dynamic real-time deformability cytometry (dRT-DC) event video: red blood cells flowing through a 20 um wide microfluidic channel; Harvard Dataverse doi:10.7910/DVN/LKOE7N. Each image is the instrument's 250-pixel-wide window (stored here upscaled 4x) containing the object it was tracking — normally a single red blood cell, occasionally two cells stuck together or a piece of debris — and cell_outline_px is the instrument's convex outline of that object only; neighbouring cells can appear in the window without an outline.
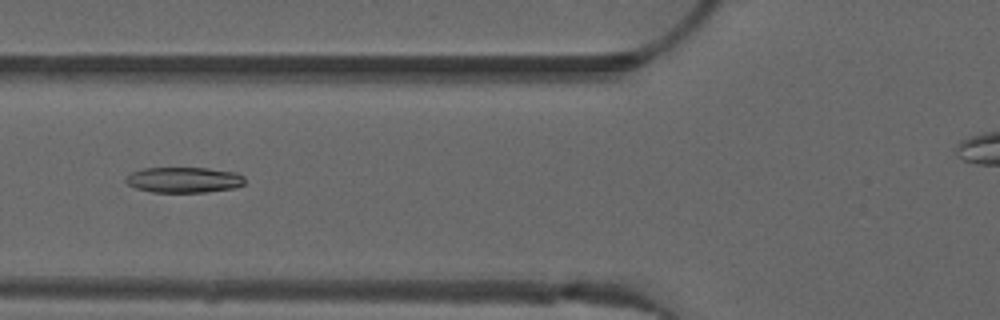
{"species": "common noctule bat (a hibernating species)", "species_latin": "Nyctalus noctula", "temperature_condition": "warm", "stored_images_in_passage": 37, "camera_frame_rate_fps": 3000, "um_per_image_px": 0.085, "animal": {"sex": "male", "forearm_length_mm": 52.5}, "frame": {"image": 1, "passage_image": 11, "time_ms": 3.333, "image_size_px": [1000, 320], "cell_outline_px": [[244, 184], [236, 188], [204, 192], [152, 192], [136, 188], [128, 184], [124, 180], [132, 172], [144, 168], [208, 168], [236, 172], [244, 176]], "centroid_in_image_um": [15.66, 15.29], "position_along_channel_um": 110.1, "area_um2": 17.74}}
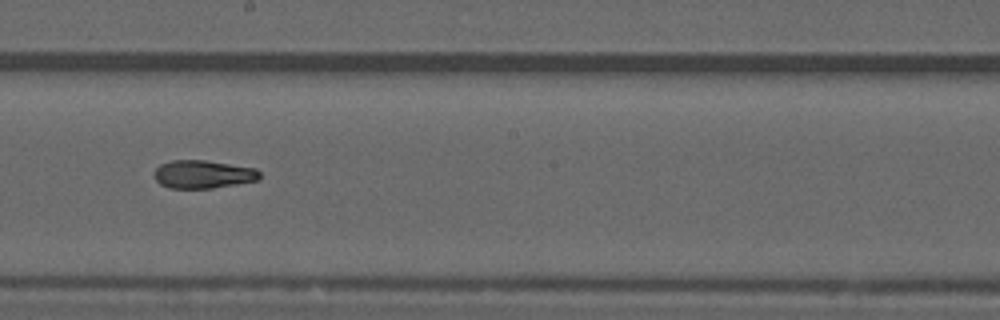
{"frame": {"image": 2, "passage_image": 20, "time_ms": 6.333, "image_size_px": [1000, 320], "cell_outline_px": [[260, 180], [212, 188], [168, 188], [160, 184], [152, 176], [156, 168], [160, 164], [172, 160], [204, 160], [256, 168], [260, 172]], "centroid_in_image_um": [17.24, 14.81], "position_along_channel_um": 231.0, "area_um2": 17.4}}
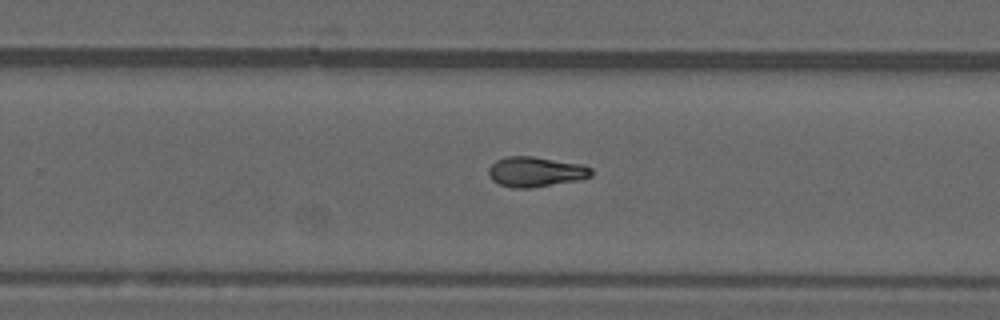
{"frame": {"image": 3, "passage_image": 24, "time_ms": 7.667, "image_size_px": [1000, 320], "cell_outline_px": [[592, 176], [576, 180], [532, 188], [512, 188], [500, 184], [492, 180], [488, 172], [488, 168], [496, 160], [508, 156], [532, 156], [584, 164], [592, 168]], "centroid_in_image_um": [45.53, 14.59], "position_along_channel_um": 284.3, "area_um2": 18.03}}